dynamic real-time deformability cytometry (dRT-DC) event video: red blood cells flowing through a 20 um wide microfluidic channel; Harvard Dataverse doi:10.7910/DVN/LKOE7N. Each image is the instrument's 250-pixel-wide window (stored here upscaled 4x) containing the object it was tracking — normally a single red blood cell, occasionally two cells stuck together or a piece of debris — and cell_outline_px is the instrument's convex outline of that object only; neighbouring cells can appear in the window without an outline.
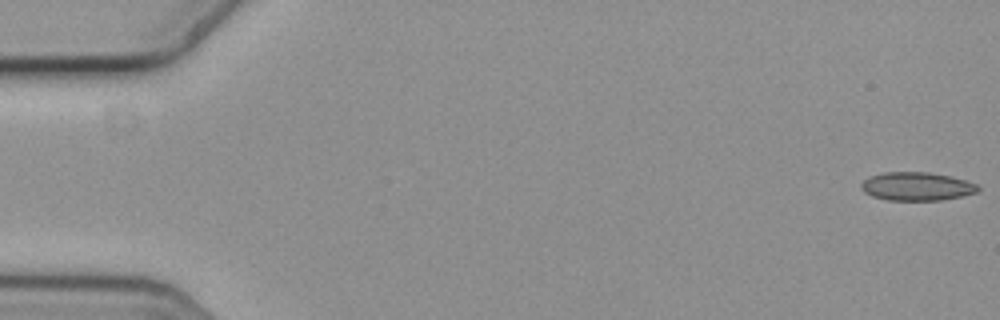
{"species": "common noctule bat (a hibernating species)", "species_latin": "Nyctalus noctula", "temperature_condition": "cold", "stored_images_in_passage": 12, "camera_frame_rate_fps": 3000, "um_per_image_px": 0.085, "animal": {"sex": "female", "body_mass_g": 19.3, "forearm_length_mm": 54.1}, "frame": {"image": 1, "passage_image": 1, "time_ms": 0.0, "image_size_px": [1000, 320], "cell_outline_px": [[980, 188], [976, 192], [960, 196], [940, 200], [888, 200], [872, 196], [864, 192], [860, 188], [860, 184], [864, 180], [872, 176], [884, 172], [928, 172], [952, 176], [976, 184]], "centroid_in_image_um": [77.9, 15.84], "position_along_channel_um": 7.1, "area_um2": 19.19}}